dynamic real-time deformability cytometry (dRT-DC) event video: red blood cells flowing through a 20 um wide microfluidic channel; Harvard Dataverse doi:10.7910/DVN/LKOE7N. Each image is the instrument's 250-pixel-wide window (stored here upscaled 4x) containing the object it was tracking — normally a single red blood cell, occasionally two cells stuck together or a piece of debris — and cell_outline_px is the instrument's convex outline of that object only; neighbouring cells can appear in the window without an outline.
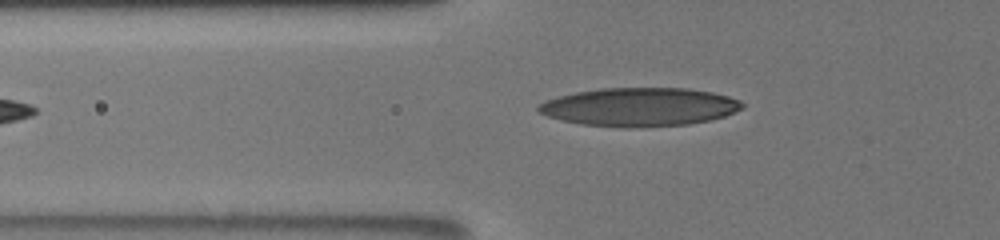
{"species": "human", "species_latin": "Homo sapiens", "temperature_condition": "room temperature", "stored_images_in_passage": 47, "camera_frame_rate_fps": 3000, "um_per_image_px": 0.085, "donor": {"sex": "male"}, "frame": {"image": 1, "passage_image": 3, "time_ms": 0.333, "image_size_px": [1000, 240], "cell_outline_px": [[744, 108], [724, 116], [712, 120], [688, 124], [628, 128], [624, 128], [580, 124], [548, 116], [540, 112], [536, 108], [544, 100], [576, 92], [600, 88], [688, 88], [712, 92], [728, 96], [740, 100], [744, 104]], "centroid_in_image_um": [54.39, 9.09], "position_along_channel_um": 71.4, "area_um2": 45.78}}
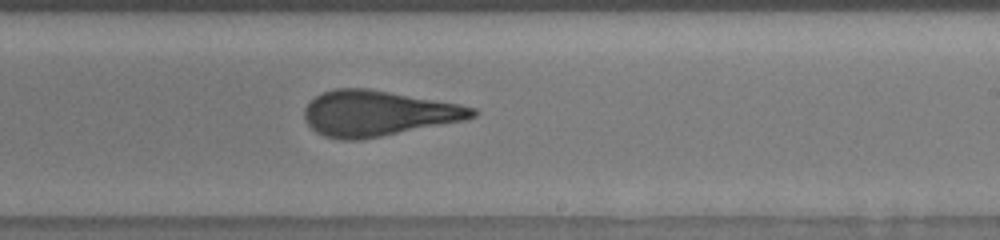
{"frame": {"image": 2, "passage_image": 38, "time_ms": 5.333, "image_size_px": [1000, 240], "cell_outline_px": [[476, 116], [464, 120], [360, 140], [340, 140], [324, 136], [316, 132], [304, 120], [304, 108], [316, 96], [324, 92], [336, 88], [368, 88], [460, 104], [476, 108]], "centroid_in_image_um": [32.09, 9.63], "position_along_channel_um": 256.9, "area_um2": 44.27}}
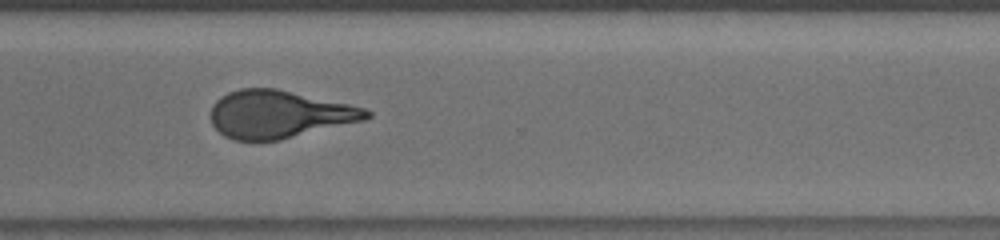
{"frame": {"image": 3, "passage_image": 46, "time_ms": 7.667, "image_size_px": [1000, 240], "cell_outline_px": [[372, 116], [364, 120], [280, 140], [236, 140], [224, 136], [212, 124], [212, 104], [220, 96], [228, 92], [240, 88], [276, 88], [368, 108], [372, 112]], "centroid_in_image_um": [23.74, 9.7], "position_along_channel_um": 346.9, "area_um2": 43.23}}